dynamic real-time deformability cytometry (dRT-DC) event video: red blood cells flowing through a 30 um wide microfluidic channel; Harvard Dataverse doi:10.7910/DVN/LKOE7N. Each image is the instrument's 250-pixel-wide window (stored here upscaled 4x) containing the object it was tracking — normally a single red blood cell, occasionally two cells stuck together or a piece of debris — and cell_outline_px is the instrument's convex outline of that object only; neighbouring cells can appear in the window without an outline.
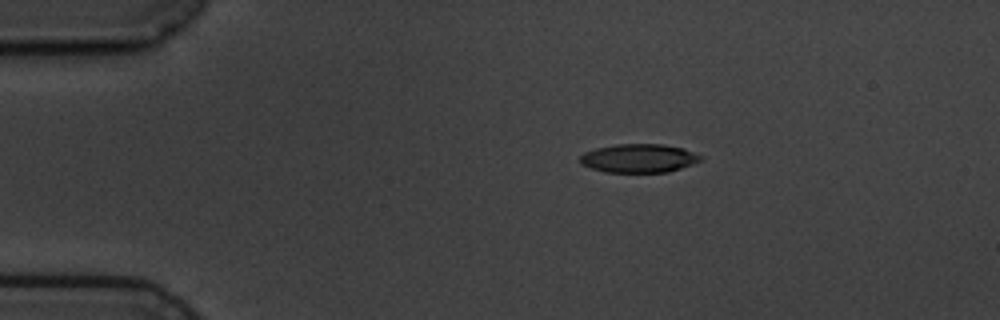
{"species": "common noctule bat (a hibernating species)", "species_latin": "Nyctalus noctula", "temperature_condition": "cold", "stored_images_in_passage": 5, "camera_frame_rate_fps": 3000, "um_per_image_px": 0.085, "animal": {"sex": "male", "body_mass_g": 19.5, "forearm_length_mm": 54.6}, "frame": {"image": 1, "passage_image": 3, "time_ms": 2.333, "image_size_px": [1000, 320], "cell_outline_px": [[704, 156], [700, 160], [692, 164], [668, 172], [604, 172], [580, 164], [580, 156], [584, 152], [596, 148], [616, 144], [664, 144], [684, 148]], "centroid_in_image_um": [54.3, 13.44], "position_along_channel_um": 30.7, "area_um2": 20.17}}